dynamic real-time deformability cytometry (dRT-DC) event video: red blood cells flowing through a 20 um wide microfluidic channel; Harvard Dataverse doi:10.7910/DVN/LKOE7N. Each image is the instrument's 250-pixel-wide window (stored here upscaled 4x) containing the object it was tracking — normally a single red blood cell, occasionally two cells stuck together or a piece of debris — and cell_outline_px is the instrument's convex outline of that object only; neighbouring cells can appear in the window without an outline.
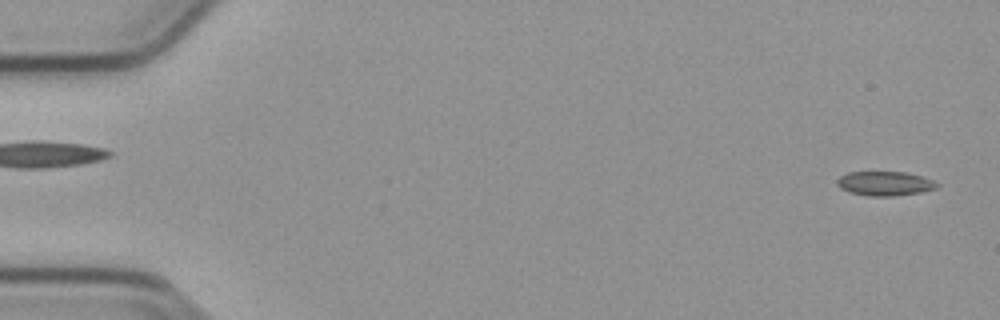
{"species": "common noctule bat (a hibernating species)", "species_latin": "Nyctalus noctula", "temperature_condition": "cold", "stored_images_in_passage": 54, "camera_frame_rate_fps": 3000, "um_per_image_px": 0.085, "animal": {"sex": "male", "body_mass_g": 23.1, "forearm_length_mm": 52.7}, "frame": {"image": 1, "passage_image": 2, "time_ms": 0.333, "image_size_px": [1000, 320], "cell_outline_px": [[940, 184], [936, 188], [920, 192], [892, 196], [868, 196], [848, 192], [840, 188], [836, 184], [836, 180], [840, 176], [848, 172], [904, 172], [924, 176]], "centroid_in_image_um": [75.19, 15.59], "position_along_channel_um": 9.8, "area_um2": 14.22}}
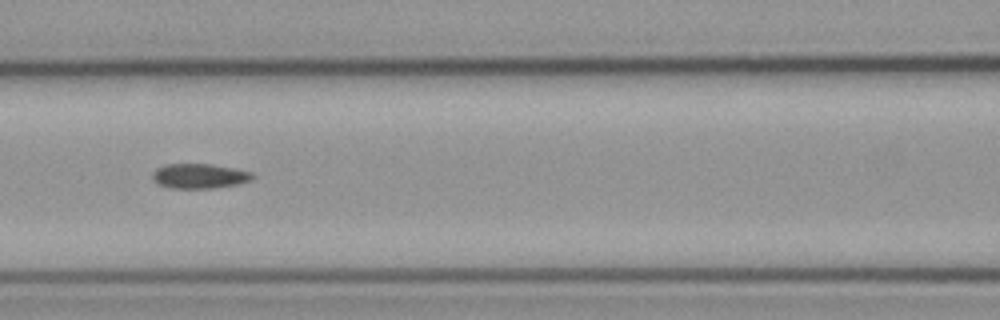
{"frame": {"image": 2, "passage_image": 24, "time_ms": 7.667, "image_size_px": [1000, 320], "cell_outline_px": [[256, 176], [252, 180], [240, 184], [212, 188], [168, 188], [156, 184], [152, 180], [152, 172], [156, 168], [164, 164], [212, 164], [252, 172]], "centroid_in_image_um": [16.93, 14.97], "position_along_channel_um": 149.7, "area_um2": 14.74}}
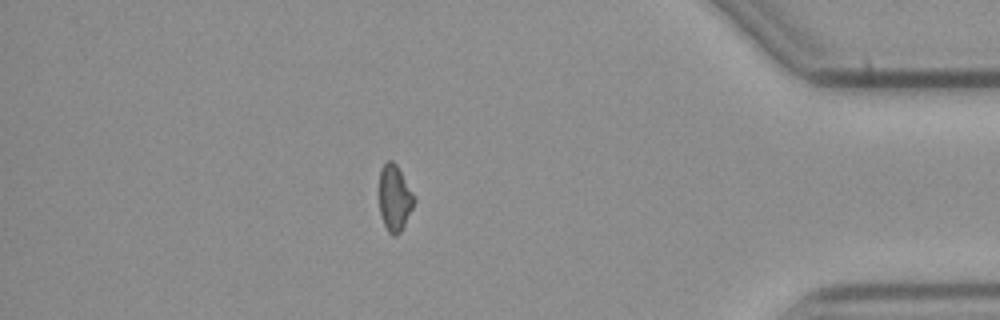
{"frame": {"image": 3, "passage_image": 47, "time_ms": 15.333, "image_size_px": [1000, 320], "cell_outline_px": [[416, 200], [400, 232], [396, 236], [392, 236], [388, 232], [384, 224], [380, 212], [380, 168], [388, 160], [392, 160], [396, 164], [416, 196]], "centroid_in_image_um": [33.55, 16.82], "position_along_channel_um": 401.6, "area_um2": 13.41}}